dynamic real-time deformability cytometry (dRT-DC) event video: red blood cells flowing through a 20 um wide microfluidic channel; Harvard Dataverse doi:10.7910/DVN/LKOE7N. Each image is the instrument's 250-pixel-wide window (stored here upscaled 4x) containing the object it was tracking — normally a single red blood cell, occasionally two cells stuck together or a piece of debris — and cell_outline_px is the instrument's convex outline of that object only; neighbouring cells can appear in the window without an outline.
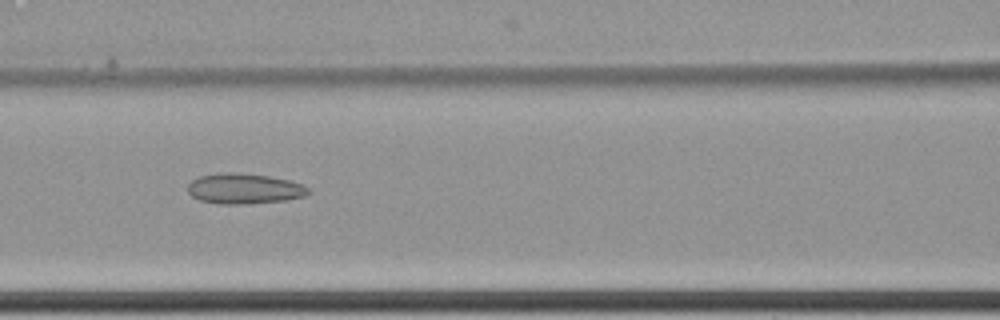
{"species": "common noctule bat (a hibernating species)", "species_latin": "Nyctalus noctula", "temperature_condition": "cold", "stored_images_in_passage": 9, "camera_frame_rate_fps": 3000, "um_per_image_px": 0.085, "animal": {"sex": "female", "body_mass_g": 22.7, "forearm_length_mm": 54.2}, "frame": {"image": 1, "passage_image": 9, "time_ms": 2.667, "image_size_px": [1000, 320], "cell_outline_px": [[308, 192], [304, 196], [288, 200], [248, 204], [220, 204], [200, 200], [192, 196], [188, 192], [188, 184], [192, 180], [200, 176], [224, 172], [228, 172], [268, 176], [288, 180], [300, 184], [308, 188]], "centroid_in_image_um": [20.73, 16.05], "position_along_channel_um": 145.9, "area_um2": 21.15}}